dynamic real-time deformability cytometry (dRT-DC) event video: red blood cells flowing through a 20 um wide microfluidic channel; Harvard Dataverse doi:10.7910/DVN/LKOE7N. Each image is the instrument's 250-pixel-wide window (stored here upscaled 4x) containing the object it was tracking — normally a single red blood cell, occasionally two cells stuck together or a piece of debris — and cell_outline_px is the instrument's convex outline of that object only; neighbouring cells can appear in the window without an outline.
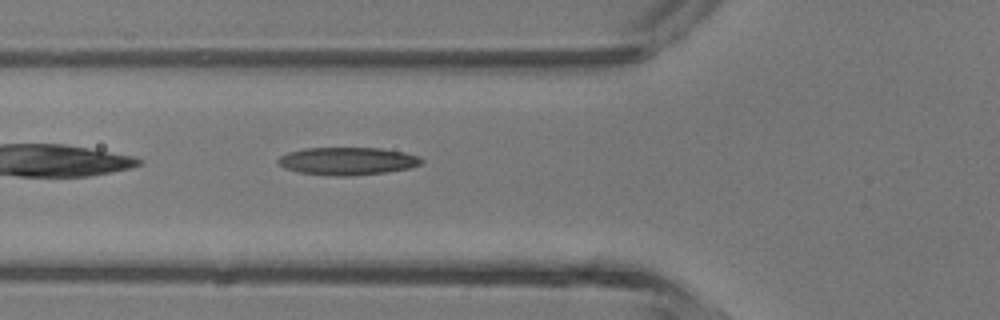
{"species": "common noctule bat (a hibernating species)", "species_latin": "Nyctalus noctula", "temperature_condition": "room temperature", "stored_images_in_passage": 5, "camera_frame_rate_fps": 3000, "um_per_image_px": 0.085, "animal": {"sex": "male", "body_mass_g": 13.3}, "frame": {"image": 1, "passage_image": 5, "time_ms": 4.667, "image_size_px": [1000, 320], "cell_outline_px": [[424, 160], [420, 164], [408, 168], [384, 172], [352, 176], [336, 176], [300, 172], [284, 168], [276, 160], [280, 156], [288, 152], [304, 148], [380, 148], [404, 152], [420, 156]], "centroid_in_image_um": [29.53, 13.68], "position_along_channel_um": 96.3, "area_um2": 23.06}}